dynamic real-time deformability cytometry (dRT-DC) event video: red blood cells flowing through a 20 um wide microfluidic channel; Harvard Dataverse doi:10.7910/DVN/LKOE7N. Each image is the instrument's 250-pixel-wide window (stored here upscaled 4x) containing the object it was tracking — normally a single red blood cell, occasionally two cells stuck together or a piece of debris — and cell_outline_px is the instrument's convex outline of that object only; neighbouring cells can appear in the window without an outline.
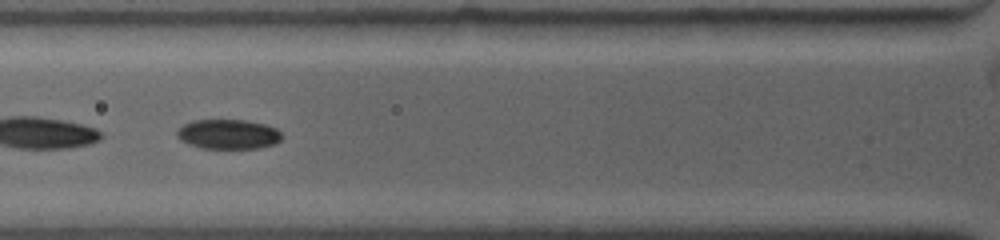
{"species": "common noctule bat (a hibernating species)", "species_latin": "Nyctalus noctula", "temperature_condition": "warm", "stored_images_in_passage": 12, "camera_frame_rate_fps": 4500, "um_per_image_px": 0.085, "animal": {"sex": "female", "body_mass_g": 19.0, "forearm_length_mm": 53.3}, "frame": {"image": 1, "passage_image": 4, "time_ms": 1.778, "image_size_px": [1000, 240], "cell_outline_px": [[280, 140], [276, 144], [260, 148], [200, 148], [180, 140], [176, 136], [176, 132], [184, 124], [196, 120], [244, 120], [264, 124], [276, 128], [280, 132]], "centroid_in_image_um": [19.4, 11.41], "position_along_channel_um": 106.4, "area_um2": 18.03}}
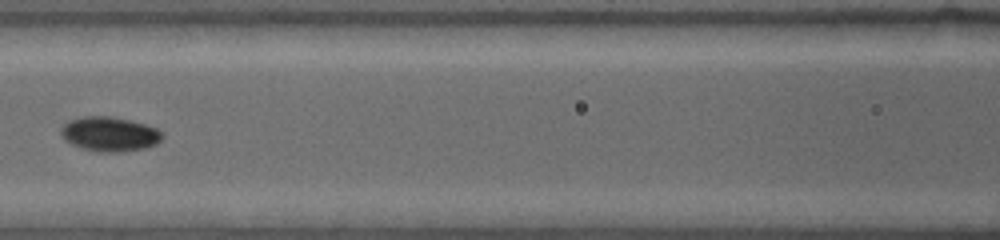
{"frame": {"image": 2, "passage_image": 7, "time_ms": 3.111, "image_size_px": [1000, 240], "cell_outline_px": [[164, 136], [156, 144], [144, 148], [116, 152], [96, 152], [72, 144], [64, 140], [60, 132], [60, 128], [68, 120], [84, 116], [112, 116], [144, 124], [156, 128]], "centroid_in_image_um": [9.28, 11.39], "position_along_channel_um": 157.3, "area_um2": 20.29}}
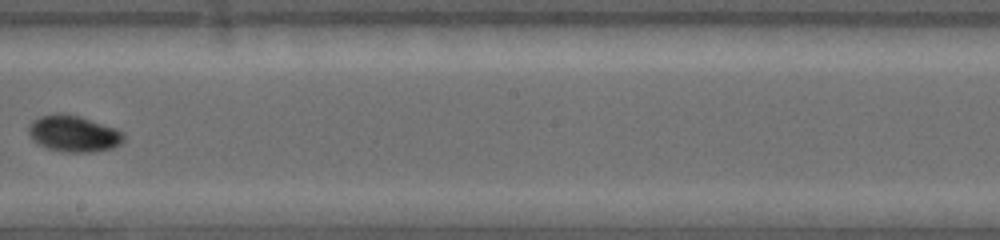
{"frame": {"image": 3, "passage_image": 10, "time_ms": 5.333, "image_size_px": [1000, 240], "cell_outline_px": [[124, 140], [120, 144], [112, 148], [92, 152], [60, 152], [36, 144], [32, 140], [28, 132], [28, 128], [40, 116], [60, 112], [80, 116], [112, 128], [120, 132], [124, 136]], "centroid_in_image_um": [6.21, 11.37], "position_along_channel_um": 242.0, "area_um2": 19.94}}